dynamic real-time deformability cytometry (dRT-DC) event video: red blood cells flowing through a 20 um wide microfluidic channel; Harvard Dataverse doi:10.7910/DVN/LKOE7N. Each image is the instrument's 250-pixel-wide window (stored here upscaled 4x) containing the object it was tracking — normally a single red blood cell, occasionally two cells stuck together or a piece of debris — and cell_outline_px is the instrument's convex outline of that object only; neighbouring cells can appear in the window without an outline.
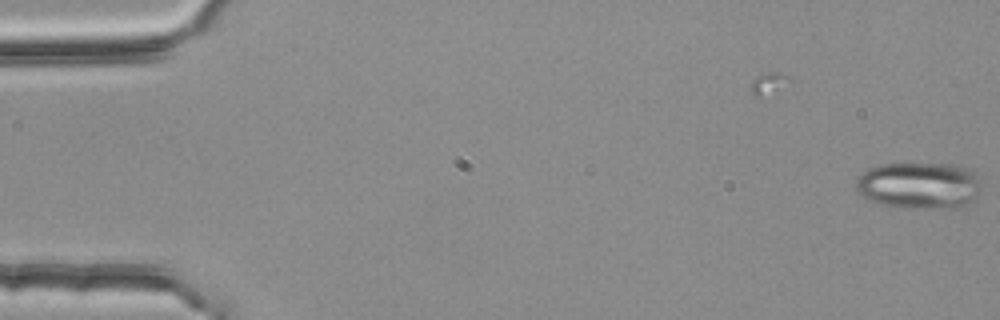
{"species": "common noctule bat (a hibernating species)", "species_latin": "Nyctalus noctula", "temperature_condition": "room temperature", "stored_images_in_passage": 7, "camera_frame_rate_fps": 3000, "um_per_image_px": 0.085, "animal": {"sex": "female", "body_mass_g": 25.1}, "frame": {"image": 1, "passage_image": 7, "time_ms": 2.0, "image_size_px": [1000, 320], "cell_outline_px": [[980, 188], [976, 196], [964, 208], [912, 208], [880, 204], [856, 192], [856, 180], [868, 168], [876, 164], [960, 164], [972, 168], [976, 172]], "centroid_in_image_um": [78.17, 15.75], "position_along_channel_um": 6.8, "area_um2": 34.45}}